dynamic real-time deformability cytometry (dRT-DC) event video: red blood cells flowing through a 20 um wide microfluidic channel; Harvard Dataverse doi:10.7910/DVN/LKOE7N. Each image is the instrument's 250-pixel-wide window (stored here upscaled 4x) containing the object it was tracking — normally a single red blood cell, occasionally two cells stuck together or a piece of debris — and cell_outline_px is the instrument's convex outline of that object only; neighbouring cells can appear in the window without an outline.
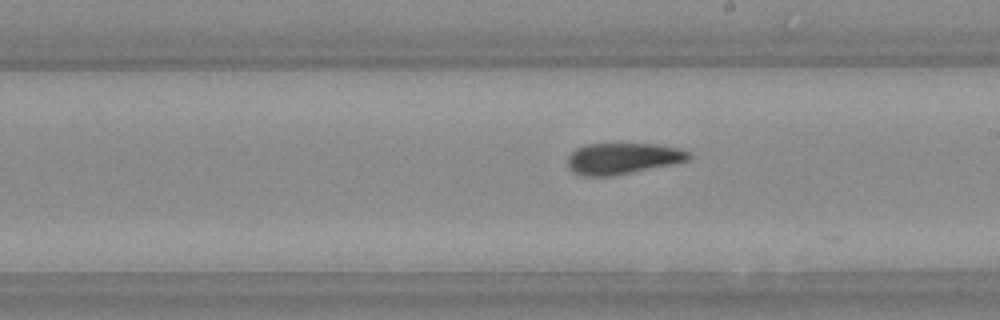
{"species": "Egyptian fruit bat (a non-hibernating species)", "species_latin": "Rousettus aegyptiacus", "temperature_condition": "warm", "stored_images_in_passage": 15, "camera_frame_rate_fps": 3000, "um_per_image_px": 0.085, "animal": {"sex": "female"}, "frame": {"image": 1, "passage_image": 14, "time_ms": 4.333, "image_size_px": [1000, 320], "cell_outline_px": [[692, 156], [688, 160], [672, 164], [612, 176], [584, 176], [572, 172], [568, 168], [568, 156], [576, 148], [584, 144], [660, 144], [680, 148], [692, 152]], "centroid_in_image_um": [52.94, 13.46], "position_along_channel_um": 236.1, "area_um2": 22.2}}